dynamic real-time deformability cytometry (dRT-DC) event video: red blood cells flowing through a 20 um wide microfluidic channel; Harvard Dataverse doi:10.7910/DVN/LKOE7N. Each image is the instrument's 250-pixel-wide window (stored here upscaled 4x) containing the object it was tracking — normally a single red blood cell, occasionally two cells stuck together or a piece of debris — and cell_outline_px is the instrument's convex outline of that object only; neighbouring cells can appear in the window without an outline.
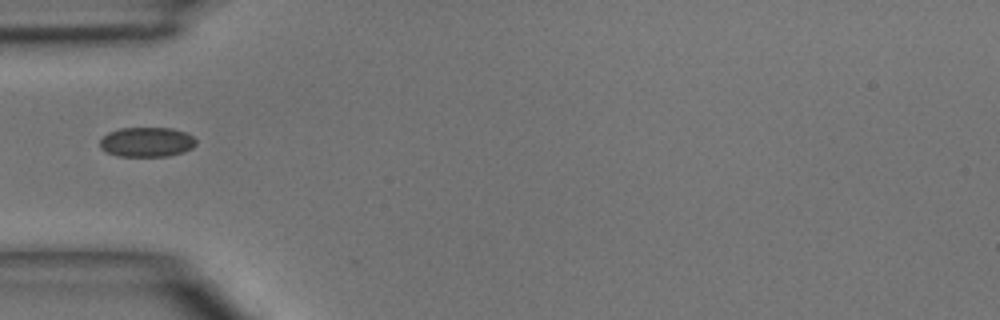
{"species": "common noctule bat (a hibernating species)", "species_latin": "Nyctalus noctula", "temperature_condition": "room temperature", "stored_images_in_passage": 4, "camera_frame_rate_fps": 3000, "um_per_image_px": 0.085, "animal": {"sex": "male", "body_mass_g": 15.6}, "frame": {"image": 1, "passage_image": 4, "time_ms": 3.333, "image_size_px": [1000, 320], "cell_outline_px": [[196, 144], [192, 148], [184, 152], [168, 156], [120, 156], [108, 152], [100, 148], [100, 140], [108, 132], [120, 128], [172, 128], [184, 132], [192, 136], [196, 140]], "centroid_in_image_um": [12.48, 12.07], "position_along_channel_um": 72.5, "area_um2": 16.59}}